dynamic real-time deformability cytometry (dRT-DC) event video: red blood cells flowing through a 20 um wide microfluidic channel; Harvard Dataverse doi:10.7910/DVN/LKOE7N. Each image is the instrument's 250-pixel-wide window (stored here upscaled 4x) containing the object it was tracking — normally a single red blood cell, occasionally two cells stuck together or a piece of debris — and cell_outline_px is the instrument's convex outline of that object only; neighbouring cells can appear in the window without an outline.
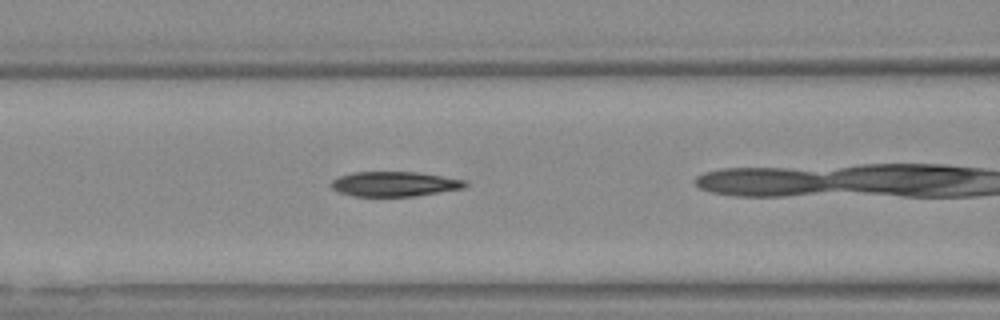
{"species": "Egyptian fruit bat (a non-hibernating species)", "species_latin": "Rousettus aegyptiacus", "temperature_condition": "warm", "stored_images_in_passage": 30, "camera_frame_rate_fps": 3000, "um_per_image_px": 0.085, "animal": {"sex": "female"}, "frame": {"image": 1, "passage_image": 9, "time_ms": 2.667, "image_size_px": [1000, 320], "cell_outline_px": [[468, 184], [464, 188], [416, 196], [352, 196], [340, 192], [332, 188], [332, 180], [340, 176], [352, 172], [416, 172], [468, 180]], "centroid_in_image_um": [33.57, 15.64], "position_along_channel_um": 133.0, "area_um2": 19.36}}
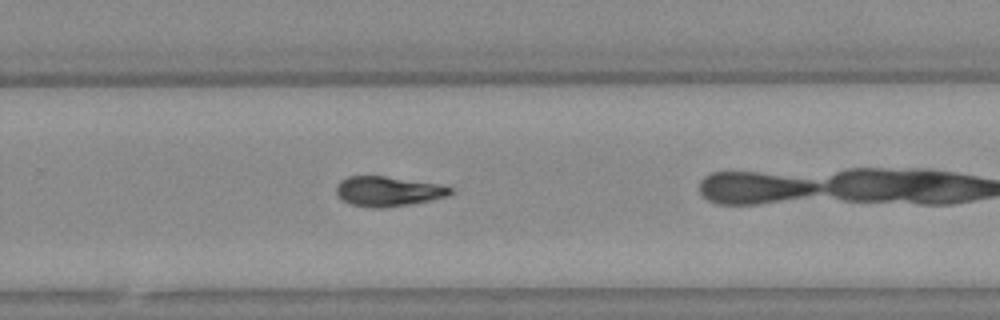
{"frame": {"image": 2, "passage_image": 22, "time_ms": 7.0, "image_size_px": [1000, 320], "cell_outline_px": [[456, 192], [448, 196], [432, 200], [408, 204], [380, 208], [372, 208], [348, 204], [336, 192], [336, 184], [340, 180], [348, 176], [384, 176], [440, 184], [452, 188]], "centroid_in_image_um": [33.0, 16.26], "position_along_channel_um": 296.8, "area_um2": 19.94}}